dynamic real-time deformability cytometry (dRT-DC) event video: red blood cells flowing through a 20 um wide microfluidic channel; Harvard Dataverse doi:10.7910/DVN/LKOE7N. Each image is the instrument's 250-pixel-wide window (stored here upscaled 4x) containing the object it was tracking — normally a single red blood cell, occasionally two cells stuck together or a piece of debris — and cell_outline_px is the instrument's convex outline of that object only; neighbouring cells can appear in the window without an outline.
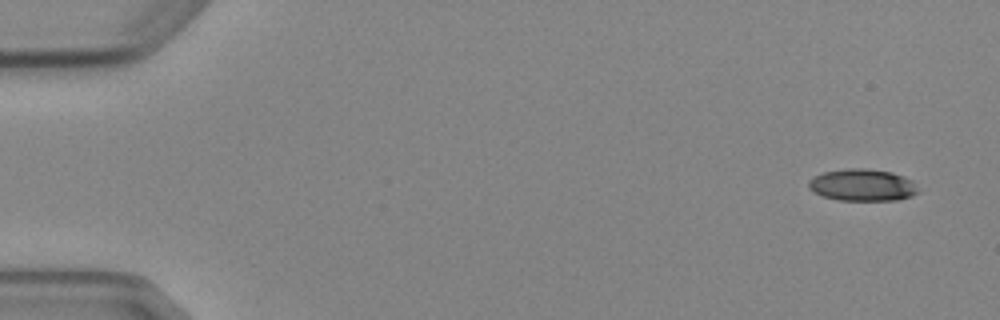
{"species": "Egyptian fruit bat (a non-hibernating species)", "species_latin": "Rousettus aegyptiacus", "temperature_condition": "cold", "stored_images_in_passage": 5, "camera_frame_rate_fps": 3000, "um_per_image_px": 0.085, "animal": {"sex": "female"}, "frame": {"image": 1, "passage_image": 1, "time_ms": 0.0, "image_size_px": [1000, 320], "cell_outline_px": [[920, 192], [912, 196], [896, 200], [836, 200], [812, 192], [808, 188], [808, 180], [812, 176], [824, 172], [848, 168], [864, 168], [892, 172], [904, 176], [912, 180]], "centroid_in_image_um": [73.29, 15.72], "position_along_channel_um": 11.7, "area_um2": 20.63}}
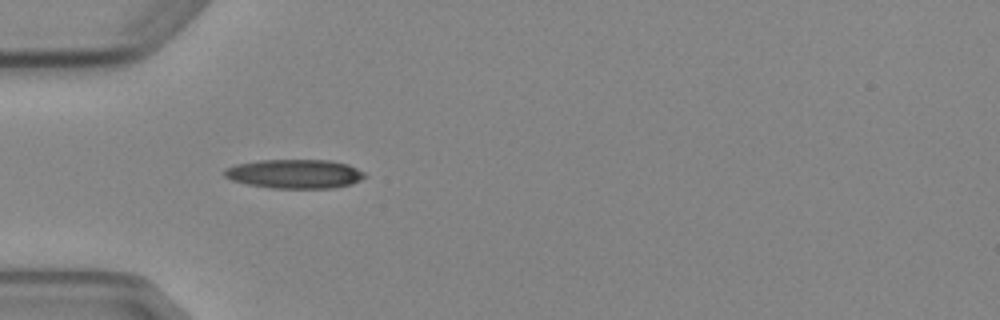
{"frame": {"image": 2, "passage_image": 4, "time_ms": 4.667, "image_size_px": [1000, 320], "cell_outline_px": [[368, 176], [352, 184], [332, 188], [272, 188], [248, 184], [232, 180], [224, 176], [224, 168], [236, 164], [256, 160], [328, 160], [348, 164], [364, 172]], "centroid_in_image_um": [25.05, 14.77], "position_along_channel_um": 59.9, "area_um2": 23.87}}
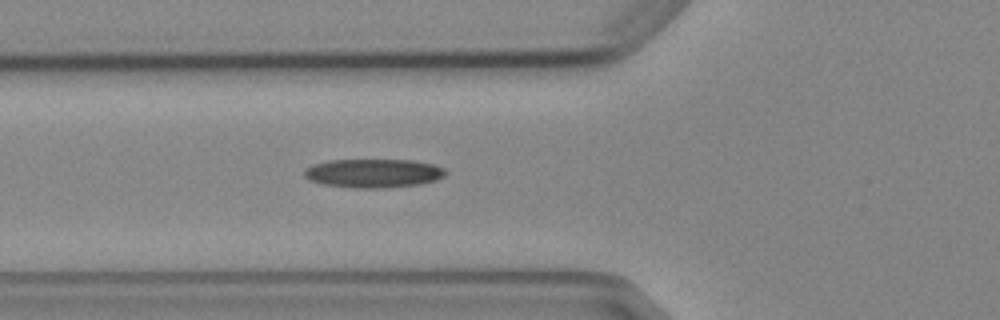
{"frame": {"image": 3, "passage_image": 5, "time_ms": 5.667, "image_size_px": [1000, 320], "cell_outline_px": [[448, 172], [444, 176], [436, 180], [420, 184], [384, 188], [352, 188], [320, 184], [308, 180], [304, 176], [304, 168], [312, 164], [328, 160], [412, 160], [432, 164], [444, 168]], "centroid_in_image_um": [31.69, 14.73], "position_along_channel_um": 94.1, "area_um2": 23.99}}